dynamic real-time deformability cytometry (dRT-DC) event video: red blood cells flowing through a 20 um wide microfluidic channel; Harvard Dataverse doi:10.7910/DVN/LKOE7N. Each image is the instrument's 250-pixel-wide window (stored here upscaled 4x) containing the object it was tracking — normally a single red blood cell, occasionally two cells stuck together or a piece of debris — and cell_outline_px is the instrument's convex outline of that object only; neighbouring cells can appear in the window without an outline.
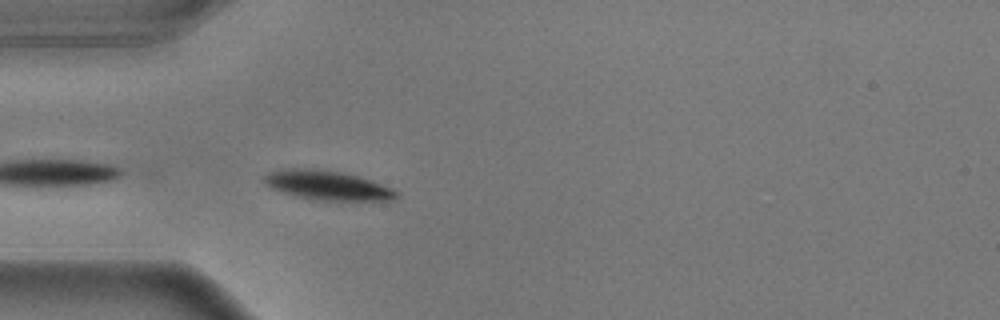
{"species": "common noctule bat (a hibernating species)", "species_latin": "Nyctalus noctula", "temperature_condition": "warm", "stored_images_in_passage": 7, "camera_frame_rate_fps": 3000, "um_per_image_px": 0.085, "animal": {"sex": "male", "body_mass_g": 17.9}, "frame": {"image": 1, "passage_image": 3, "time_ms": 0.667, "image_size_px": [1000, 320], "cell_outline_px": [[400, 196], [396, 200], [320, 200], [296, 196], [268, 188], [264, 184], [260, 176], [268, 172], [292, 168], [300, 168], [336, 172], [356, 176], [392, 188], [400, 192]], "centroid_in_image_um": [27.78, 15.77], "position_along_channel_um": 57.2, "area_um2": 22.37}}